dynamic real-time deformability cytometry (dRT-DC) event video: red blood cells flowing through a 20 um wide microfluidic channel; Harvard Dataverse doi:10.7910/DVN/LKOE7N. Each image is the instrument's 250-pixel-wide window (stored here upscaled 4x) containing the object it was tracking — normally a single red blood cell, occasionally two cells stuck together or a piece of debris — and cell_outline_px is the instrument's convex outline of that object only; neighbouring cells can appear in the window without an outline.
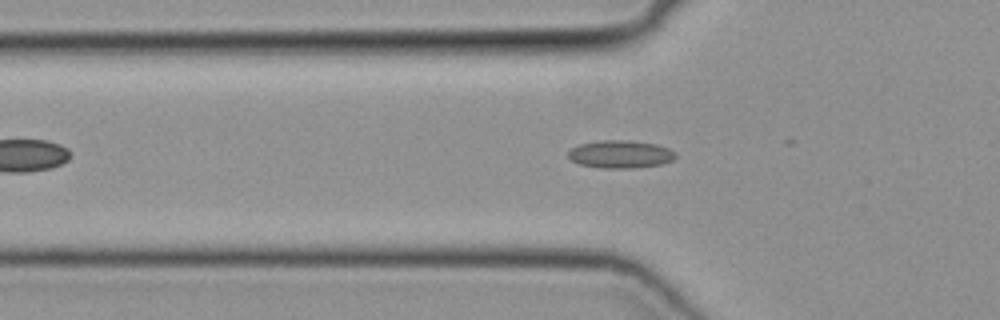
{"species": "common noctule bat (a hibernating species)", "species_latin": "Nyctalus noctula", "temperature_condition": "cold", "stored_images_in_passage": 29, "camera_frame_rate_fps": 3000, "um_per_image_px": 0.085, "animal": {"sex": "female", "body_mass_g": 19.3, "forearm_length_mm": 54.1}, "frame": {"image": 1, "passage_image": 3, "time_ms": 0.667, "image_size_px": [1000, 320], "cell_outline_px": [[676, 156], [672, 160], [660, 164], [632, 168], [604, 168], [580, 164], [572, 160], [568, 156], [568, 152], [572, 148], [580, 144], [600, 140], [632, 140], [656, 144], [668, 148], [676, 152]], "centroid_in_image_um": [52.75, 13.1], "position_along_channel_um": 73.1, "area_um2": 17.28}}
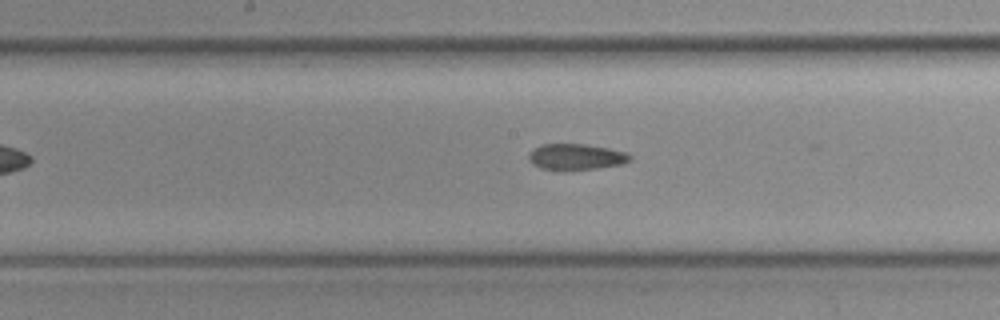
{"frame": {"image": 2, "passage_image": 12, "time_ms": 3.667, "image_size_px": [1000, 320], "cell_outline_px": [[632, 160], [620, 164], [596, 168], [540, 168], [532, 164], [528, 156], [536, 148], [544, 144], [584, 144], [608, 148], [628, 152], [632, 156]], "centroid_in_image_um": [49.03, 13.3], "position_along_channel_um": 199.2, "area_um2": 14.74}}
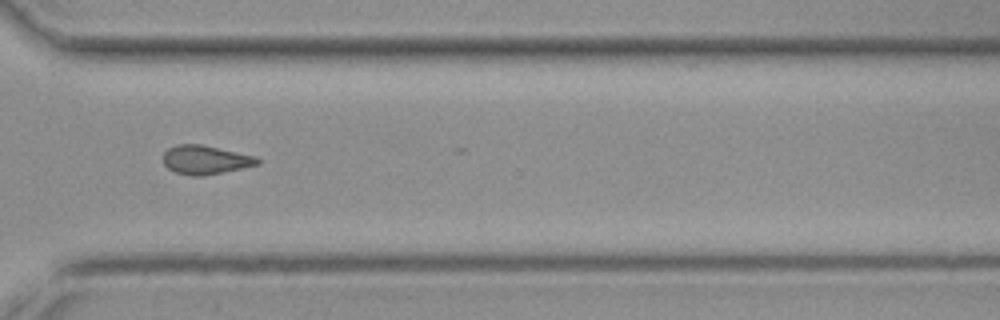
{"frame": {"image": 3, "passage_image": 23, "time_ms": 7.333, "image_size_px": [1000, 320], "cell_outline_px": [[260, 164], [204, 176], [192, 176], [176, 172], [168, 168], [164, 164], [164, 152], [168, 148], [176, 144], [200, 144], [256, 156], [260, 160]], "centroid_in_image_um": [17.46, 13.58], "position_along_channel_um": 353.1, "area_um2": 15.78}}